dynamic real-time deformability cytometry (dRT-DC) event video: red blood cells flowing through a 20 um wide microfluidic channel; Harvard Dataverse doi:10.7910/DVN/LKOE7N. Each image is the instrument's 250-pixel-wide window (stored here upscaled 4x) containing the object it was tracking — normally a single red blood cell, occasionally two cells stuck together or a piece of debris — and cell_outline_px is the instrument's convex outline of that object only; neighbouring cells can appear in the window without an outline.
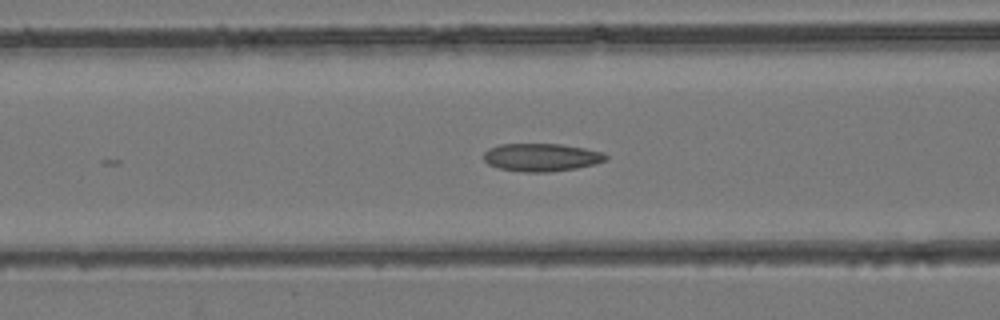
{"species": "common noctule bat (a hibernating species)", "species_latin": "Nyctalus noctula", "temperature_condition": "room temperature", "stored_images_in_passage": 20, "camera_frame_rate_fps": 3000, "um_per_image_px": 0.085, "animal": {"sex": "female", "body_mass_g": 24.6, "forearm_length_mm": 56.2}, "frame": {"image": 1, "passage_image": 13, "time_ms": 4.0, "image_size_px": [1000, 320], "cell_outline_px": [[608, 160], [596, 164], [576, 168], [548, 172], [524, 172], [500, 168], [488, 164], [484, 160], [484, 152], [488, 148], [500, 144], [560, 144], [584, 148], [604, 152], [608, 156]], "centroid_in_image_um": [46.05, 13.37], "position_along_channel_um": 120.6, "area_um2": 19.94}}
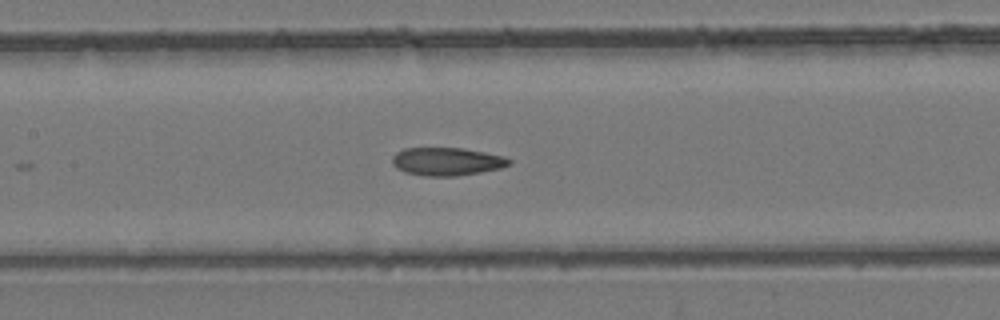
{"frame": {"image": 2, "passage_image": 16, "time_ms": 5.0, "image_size_px": [1000, 320], "cell_outline_px": [[512, 164], [500, 168], [480, 172], [456, 176], [424, 176], [404, 172], [396, 168], [392, 164], [392, 156], [396, 152], [404, 148], [460, 148], [484, 152], [504, 156], [512, 160]], "centroid_in_image_um": [37.96, 13.73], "position_along_channel_um": 169.4, "area_um2": 19.19}}
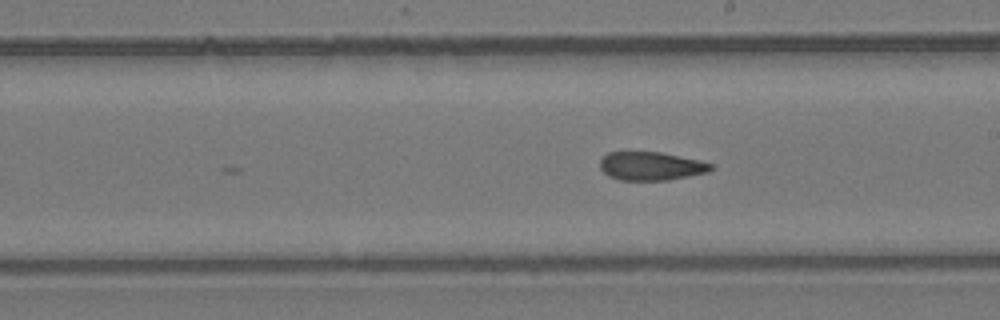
{"frame": {"image": 3, "passage_image": 20, "time_ms": 6.333, "image_size_px": [1000, 320], "cell_outline_px": [[712, 168], [708, 172], [668, 180], [620, 180], [608, 176], [600, 168], [600, 160], [608, 152], [660, 152], [700, 160], [712, 164]], "centroid_in_image_um": [55.32, 14.12], "position_along_channel_um": 233.7, "area_um2": 18.32}}